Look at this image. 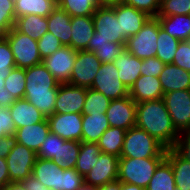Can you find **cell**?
Listing matches in <instances>:
<instances>
[{
  "instance_id": "1",
  "label": "cell",
  "mask_w": 190,
  "mask_h": 190,
  "mask_svg": "<svg viewBox=\"0 0 190 190\" xmlns=\"http://www.w3.org/2000/svg\"><path fill=\"white\" fill-rule=\"evenodd\" d=\"M136 127L148 132L167 149L175 146L180 135L163 99L137 103Z\"/></svg>"
},
{
  "instance_id": "2",
  "label": "cell",
  "mask_w": 190,
  "mask_h": 190,
  "mask_svg": "<svg viewBox=\"0 0 190 190\" xmlns=\"http://www.w3.org/2000/svg\"><path fill=\"white\" fill-rule=\"evenodd\" d=\"M25 77L24 98L40 110L46 118L50 117L55 111L60 84L43 63L26 68Z\"/></svg>"
},
{
  "instance_id": "3",
  "label": "cell",
  "mask_w": 190,
  "mask_h": 190,
  "mask_svg": "<svg viewBox=\"0 0 190 190\" xmlns=\"http://www.w3.org/2000/svg\"><path fill=\"white\" fill-rule=\"evenodd\" d=\"M166 154L167 148L145 130L135 126L126 131L120 157L151 158Z\"/></svg>"
},
{
  "instance_id": "4",
  "label": "cell",
  "mask_w": 190,
  "mask_h": 190,
  "mask_svg": "<svg viewBox=\"0 0 190 190\" xmlns=\"http://www.w3.org/2000/svg\"><path fill=\"white\" fill-rule=\"evenodd\" d=\"M166 157L119 158L118 178L121 183H130L146 189L158 165Z\"/></svg>"
},
{
  "instance_id": "5",
  "label": "cell",
  "mask_w": 190,
  "mask_h": 190,
  "mask_svg": "<svg viewBox=\"0 0 190 190\" xmlns=\"http://www.w3.org/2000/svg\"><path fill=\"white\" fill-rule=\"evenodd\" d=\"M159 21L151 17L135 35L126 39L125 49L141 60L156 57Z\"/></svg>"
},
{
  "instance_id": "6",
  "label": "cell",
  "mask_w": 190,
  "mask_h": 190,
  "mask_svg": "<svg viewBox=\"0 0 190 190\" xmlns=\"http://www.w3.org/2000/svg\"><path fill=\"white\" fill-rule=\"evenodd\" d=\"M3 36L10 45L16 67L26 69L43 62L37 40L18 32L14 27Z\"/></svg>"
},
{
  "instance_id": "7",
  "label": "cell",
  "mask_w": 190,
  "mask_h": 190,
  "mask_svg": "<svg viewBox=\"0 0 190 190\" xmlns=\"http://www.w3.org/2000/svg\"><path fill=\"white\" fill-rule=\"evenodd\" d=\"M91 89L104 94L110 100L129 96V90L119 79V70L113 62L102 63Z\"/></svg>"
},
{
  "instance_id": "8",
  "label": "cell",
  "mask_w": 190,
  "mask_h": 190,
  "mask_svg": "<svg viewBox=\"0 0 190 190\" xmlns=\"http://www.w3.org/2000/svg\"><path fill=\"white\" fill-rule=\"evenodd\" d=\"M172 123L179 133L190 132V90H177L163 95Z\"/></svg>"
},
{
  "instance_id": "9",
  "label": "cell",
  "mask_w": 190,
  "mask_h": 190,
  "mask_svg": "<svg viewBox=\"0 0 190 190\" xmlns=\"http://www.w3.org/2000/svg\"><path fill=\"white\" fill-rule=\"evenodd\" d=\"M37 153L20 143L11 149L6 162L11 182H23L32 175Z\"/></svg>"
},
{
  "instance_id": "10",
  "label": "cell",
  "mask_w": 190,
  "mask_h": 190,
  "mask_svg": "<svg viewBox=\"0 0 190 190\" xmlns=\"http://www.w3.org/2000/svg\"><path fill=\"white\" fill-rule=\"evenodd\" d=\"M94 38H103L106 41L125 44L126 39L120 34V22L115 15V6H99L93 16Z\"/></svg>"
},
{
  "instance_id": "11",
  "label": "cell",
  "mask_w": 190,
  "mask_h": 190,
  "mask_svg": "<svg viewBox=\"0 0 190 190\" xmlns=\"http://www.w3.org/2000/svg\"><path fill=\"white\" fill-rule=\"evenodd\" d=\"M101 65L102 62L95 53L86 50L77 51L69 84L90 89Z\"/></svg>"
},
{
  "instance_id": "12",
  "label": "cell",
  "mask_w": 190,
  "mask_h": 190,
  "mask_svg": "<svg viewBox=\"0 0 190 190\" xmlns=\"http://www.w3.org/2000/svg\"><path fill=\"white\" fill-rule=\"evenodd\" d=\"M77 51L70 46H62L52 55L43 59V64L59 84L69 83Z\"/></svg>"
},
{
  "instance_id": "13",
  "label": "cell",
  "mask_w": 190,
  "mask_h": 190,
  "mask_svg": "<svg viewBox=\"0 0 190 190\" xmlns=\"http://www.w3.org/2000/svg\"><path fill=\"white\" fill-rule=\"evenodd\" d=\"M136 106L137 103L130 96L111 100L105 113L109 126L122 128L126 131L135 127Z\"/></svg>"
},
{
  "instance_id": "14",
  "label": "cell",
  "mask_w": 190,
  "mask_h": 190,
  "mask_svg": "<svg viewBox=\"0 0 190 190\" xmlns=\"http://www.w3.org/2000/svg\"><path fill=\"white\" fill-rule=\"evenodd\" d=\"M118 168L119 157L101 152L95 166L84 176V184L100 187L114 182L118 178Z\"/></svg>"
},
{
  "instance_id": "15",
  "label": "cell",
  "mask_w": 190,
  "mask_h": 190,
  "mask_svg": "<svg viewBox=\"0 0 190 190\" xmlns=\"http://www.w3.org/2000/svg\"><path fill=\"white\" fill-rule=\"evenodd\" d=\"M47 120L50 132L64 140L82 142V113H54Z\"/></svg>"
},
{
  "instance_id": "16",
  "label": "cell",
  "mask_w": 190,
  "mask_h": 190,
  "mask_svg": "<svg viewBox=\"0 0 190 190\" xmlns=\"http://www.w3.org/2000/svg\"><path fill=\"white\" fill-rule=\"evenodd\" d=\"M87 89L69 83L58 87L54 113H82Z\"/></svg>"
},
{
  "instance_id": "17",
  "label": "cell",
  "mask_w": 190,
  "mask_h": 190,
  "mask_svg": "<svg viewBox=\"0 0 190 190\" xmlns=\"http://www.w3.org/2000/svg\"><path fill=\"white\" fill-rule=\"evenodd\" d=\"M115 15L120 22V34L125 39L137 34L151 18L146 12L126 4L116 5Z\"/></svg>"
},
{
  "instance_id": "18",
  "label": "cell",
  "mask_w": 190,
  "mask_h": 190,
  "mask_svg": "<svg viewBox=\"0 0 190 190\" xmlns=\"http://www.w3.org/2000/svg\"><path fill=\"white\" fill-rule=\"evenodd\" d=\"M163 89L158 77L141 75L129 90V96L136 102L163 99Z\"/></svg>"
},
{
  "instance_id": "19",
  "label": "cell",
  "mask_w": 190,
  "mask_h": 190,
  "mask_svg": "<svg viewBox=\"0 0 190 190\" xmlns=\"http://www.w3.org/2000/svg\"><path fill=\"white\" fill-rule=\"evenodd\" d=\"M49 133L50 127L46 118L40 123H35L16 129L14 135L16 136L18 143L37 153Z\"/></svg>"
},
{
  "instance_id": "20",
  "label": "cell",
  "mask_w": 190,
  "mask_h": 190,
  "mask_svg": "<svg viewBox=\"0 0 190 190\" xmlns=\"http://www.w3.org/2000/svg\"><path fill=\"white\" fill-rule=\"evenodd\" d=\"M63 169L51 159L37 158L32 169V176L46 188L61 190Z\"/></svg>"
},
{
  "instance_id": "21",
  "label": "cell",
  "mask_w": 190,
  "mask_h": 190,
  "mask_svg": "<svg viewBox=\"0 0 190 190\" xmlns=\"http://www.w3.org/2000/svg\"><path fill=\"white\" fill-rule=\"evenodd\" d=\"M113 63L119 70L120 81L130 90L141 76L142 60L124 49Z\"/></svg>"
},
{
  "instance_id": "22",
  "label": "cell",
  "mask_w": 190,
  "mask_h": 190,
  "mask_svg": "<svg viewBox=\"0 0 190 190\" xmlns=\"http://www.w3.org/2000/svg\"><path fill=\"white\" fill-rule=\"evenodd\" d=\"M158 78L164 94L177 90H190V72L173 63L166 64Z\"/></svg>"
},
{
  "instance_id": "23",
  "label": "cell",
  "mask_w": 190,
  "mask_h": 190,
  "mask_svg": "<svg viewBox=\"0 0 190 190\" xmlns=\"http://www.w3.org/2000/svg\"><path fill=\"white\" fill-rule=\"evenodd\" d=\"M15 128L32 125L44 121L46 117L33 104L29 103L25 98L16 99L8 108Z\"/></svg>"
},
{
  "instance_id": "24",
  "label": "cell",
  "mask_w": 190,
  "mask_h": 190,
  "mask_svg": "<svg viewBox=\"0 0 190 190\" xmlns=\"http://www.w3.org/2000/svg\"><path fill=\"white\" fill-rule=\"evenodd\" d=\"M71 26V48L76 51H88V42L95 31L92 16H73Z\"/></svg>"
},
{
  "instance_id": "25",
  "label": "cell",
  "mask_w": 190,
  "mask_h": 190,
  "mask_svg": "<svg viewBox=\"0 0 190 190\" xmlns=\"http://www.w3.org/2000/svg\"><path fill=\"white\" fill-rule=\"evenodd\" d=\"M71 16L58 6L47 17L48 32L58 38L63 46L71 47L72 26Z\"/></svg>"
},
{
  "instance_id": "26",
  "label": "cell",
  "mask_w": 190,
  "mask_h": 190,
  "mask_svg": "<svg viewBox=\"0 0 190 190\" xmlns=\"http://www.w3.org/2000/svg\"><path fill=\"white\" fill-rule=\"evenodd\" d=\"M109 127L105 113L82 114V142L97 143Z\"/></svg>"
},
{
  "instance_id": "27",
  "label": "cell",
  "mask_w": 190,
  "mask_h": 190,
  "mask_svg": "<svg viewBox=\"0 0 190 190\" xmlns=\"http://www.w3.org/2000/svg\"><path fill=\"white\" fill-rule=\"evenodd\" d=\"M166 159L171 163L177 190H190V162L173 148L167 149Z\"/></svg>"
},
{
  "instance_id": "28",
  "label": "cell",
  "mask_w": 190,
  "mask_h": 190,
  "mask_svg": "<svg viewBox=\"0 0 190 190\" xmlns=\"http://www.w3.org/2000/svg\"><path fill=\"white\" fill-rule=\"evenodd\" d=\"M14 28L34 40H39L48 32L47 17L29 14L15 20Z\"/></svg>"
},
{
  "instance_id": "29",
  "label": "cell",
  "mask_w": 190,
  "mask_h": 190,
  "mask_svg": "<svg viewBox=\"0 0 190 190\" xmlns=\"http://www.w3.org/2000/svg\"><path fill=\"white\" fill-rule=\"evenodd\" d=\"M161 28L170 36L180 41H190V17L189 15H173L157 17Z\"/></svg>"
},
{
  "instance_id": "30",
  "label": "cell",
  "mask_w": 190,
  "mask_h": 190,
  "mask_svg": "<svg viewBox=\"0 0 190 190\" xmlns=\"http://www.w3.org/2000/svg\"><path fill=\"white\" fill-rule=\"evenodd\" d=\"M15 19L34 14L48 17L57 7L58 0H14Z\"/></svg>"
},
{
  "instance_id": "31",
  "label": "cell",
  "mask_w": 190,
  "mask_h": 190,
  "mask_svg": "<svg viewBox=\"0 0 190 190\" xmlns=\"http://www.w3.org/2000/svg\"><path fill=\"white\" fill-rule=\"evenodd\" d=\"M126 130L118 127H109L99 138L97 144L102 153L112 154L120 158Z\"/></svg>"
},
{
  "instance_id": "32",
  "label": "cell",
  "mask_w": 190,
  "mask_h": 190,
  "mask_svg": "<svg viewBox=\"0 0 190 190\" xmlns=\"http://www.w3.org/2000/svg\"><path fill=\"white\" fill-rule=\"evenodd\" d=\"M80 148L81 142L76 140H64L59 137L58 158L51 160L62 169H74Z\"/></svg>"
},
{
  "instance_id": "33",
  "label": "cell",
  "mask_w": 190,
  "mask_h": 190,
  "mask_svg": "<svg viewBox=\"0 0 190 190\" xmlns=\"http://www.w3.org/2000/svg\"><path fill=\"white\" fill-rule=\"evenodd\" d=\"M145 190H176L172 166L166 158L156 168Z\"/></svg>"
},
{
  "instance_id": "34",
  "label": "cell",
  "mask_w": 190,
  "mask_h": 190,
  "mask_svg": "<svg viewBox=\"0 0 190 190\" xmlns=\"http://www.w3.org/2000/svg\"><path fill=\"white\" fill-rule=\"evenodd\" d=\"M100 154L101 149L97 143L81 142L75 169L84 177L95 166Z\"/></svg>"
},
{
  "instance_id": "35",
  "label": "cell",
  "mask_w": 190,
  "mask_h": 190,
  "mask_svg": "<svg viewBox=\"0 0 190 190\" xmlns=\"http://www.w3.org/2000/svg\"><path fill=\"white\" fill-rule=\"evenodd\" d=\"M181 41L175 37L170 36L160 26L157 41L156 57L165 64L173 63L174 56Z\"/></svg>"
},
{
  "instance_id": "36",
  "label": "cell",
  "mask_w": 190,
  "mask_h": 190,
  "mask_svg": "<svg viewBox=\"0 0 190 190\" xmlns=\"http://www.w3.org/2000/svg\"><path fill=\"white\" fill-rule=\"evenodd\" d=\"M57 6L73 16H93L100 6L99 0H58Z\"/></svg>"
},
{
  "instance_id": "37",
  "label": "cell",
  "mask_w": 190,
  "mask_h": 190,
  "mask_svg": "<svg viewBox=\"0 0 190 190\" xmlns=\"http://www.w3.org/2000/svg\"><path fill=\"white\" fill-rule=\"evenodd\" d=\"M110 99L104 94L93 89H87L82 114L88 113H106L109 107Z\"/></svg>"
},
{
  "instance_id": "38",
  "label": "cell",
  "mask_w": 190,
  "mask_h": 190,
  "mask_svg": "<svg viewBox=\"0 0 190 190\" xmlns=\"http://www.w3.org/2000/svg\"><path fill=\"white\" fill-rule=\"evenodd\" d=\"M25 69L14 67L5 79L4 87L12 93L15 99H22L25 95Z\"/></svg>"
},
{
  "instance_id": "39",
  "label": "cell",
  "mask_w": 190,
  "mask_h": 190,
  "mask_svg": "<svg viewBox=\"0 0 190 190\" xmlns=\"http://www.w3.org/2000/svg\"><path fill=\"white\" fill-rule=\"evenodd\" d=\"M189 14L190 0H161L157 17Z\"/></svg>"
},
{
  "instance_id": "40",
  "label": "cell",
  "mask_w": 190,
  "mask_h": 190,
  "mask_svg": "<svg viewBox=\"0 0 190 190\" xmlns=\"http://www.w3.org/2000/svg\"><path fill=\"white\" fill-rule=\"evenodd\" d=\"M14 0H0V35L8 33L15 24Z\"/></svg>"
},
{
  "instance_id": "41",
  "label": "cell",
  "mask_w": 190,
  "mask_h": 190,
  "mask_svg": "<svg viewBox=\"0 0 190 190\" xmlns=\"http://www.w3.org/2000/svg\"><path fill=\"white\" fill-rule=\"evenodd\" d=\"M125 49V44L110 42V45L97 46L93 51L102 63L114 62Z\"/></svg>"
},
{
  "instance_id": "42",
  "label": "cell",
  "mask_w": 190,
  "mask_h": 190,
  "mask_svg": "<svg viewBox=\"0 0 190 190\" xmlns=\"http://www.w3.org/2000/svg\"><path fill=\"white\" fill-rule=\"evenodd\" d=\"M14 67L16 65L10 45L7 39L0 35V73L10 74Z\"/></svg>"
},
{
  "instance_id": "43",
  "label": "cell",
  "mask_w": 190,
  "mask_h": 190,
  "mask_svg": "<svg viewBox=\"0 0 190 190\" xmlns=\"http://www.w3.org/2000/svg\"><path fill=\"white\" fill-rule=\"evenodd\" d=\"M59 150V136L50 132L41 144L37 157L42 159H57Z\"/></svg>"
},
{
  "instance_id": "44",
  "label": "cell",
  "mask_w": 190,
  "mask_h": 190,
  "mask_svg": "<svg viewBox=\"0 0 190 190\" xmlns=\"http://www.w3.org/2000/svg\"><path fill=\"white\" fill-rule=\"evenodd\" d=\"M39 54L43 59L52 55L60 47H62L61 41L56 38L51 32H46L38 41Z\"/></svg>"
},
{
  "instance_id": "45",
  "label": "cell",
  "mask_w": 190,
  "mask_h": 190,
  "mask_svg": "<svg viewBox=\"0 0 190 190\" xmlns=\"http://www.w3.org/2000/svg\"><path fill=\"white\" fill-rule=\"evenodd\" d=\"M84 185V177L74 169H63L61 190H77Z\"/></svg>"
},
{
  "instance_id": "46",
  "label": "cell",
  "mask_w": 190,
  "mask_h": 190,
  "mask_svg": "<svg viewBox=\"0 0 190 190\" xmlns=\"http://www.w3.org/2000/svg\"><path fill=\"white\" fill-rule=\"evenodd\" d=\"M173 64L190 72V41H181L179 43Z\"/></svg>"
},
{
  "instance_id": "47",
  "label": "cell",
  "mask_w": 190,
  "mask_h": 190,
  "mask_svg": "<svg viewBox=\"0 0 190 190\" xmlns=\"http://www.w3.org/2000/svg\"><path fill=\"white\" fill-rule=\"evenodd\" d=\"M160 2L161 0H126L125 4L144 11L151 17H157Z\"/></svg>"
},
{
  "instance_id": "48",
  "label": "cell",
  "mask_w": 190,
  "mask_h": 190,
  "mask_svg": "<svg viewBox=\"0 0 190 190\" xmlns=\"http://www.w3.org/2000/svg\"><path fill=\"white\" fill-rule=\"evenodd\" d=\"M166 64L157 57L142 60L141 75L159 77Z\"/></svg>"
},
{
  "instance_id": "49",
  "label": "cell",
  "mask_w": 190,
  "mask_h": 190,
  "mask_svg": "<svg viewBox=\"0 0 190 190\" xmlns=\"http://www.w3.org/2000/svg\"><path fill=\"white\" fill-rule=\"evenodd\" d=\"M15 123L8 108L0 107V138L15 134Z\"/></svg>"
},
{
  "instance_id": "50",
  "label": "cell",
  "mask_w": 190,
  "mask_h": 190,
  "mask_svg": "<svg viewBox=\"0 0 190 190\" xmlns=\"http://www.w3.org/2000/svg\"><path fill=\"white\" fill-rule=\"evenodd\" d=\"M173 149L190 162V132L180 133Z\"/></svg>"
},
{
  "instance_id": "51",
  "label": "cell",
  "mask_w": 190,
  "mask_h": 190,
  "mask_svg": "<svg viewBox=\"0 0 190 190\" xmlns=\"http://www.w3.org/2000/svg\"><path fill=\"white\" fill-rule=\"evenodd\" d=\"M17 140L14 134L0 138V158L6 159L11 149L16 145Z\"/></svg>"
},
{
  "instance_id": "52",
  "label": "cell",
  "mask_w": 190,
  "mask_h": 190,
  "mask_svg": "<svg viewBox=\"0 0 190 190\" xmlns=\"http://www.w3.org/2000/svg\"><path fill=\"white\" fill-rule=\"evenodd\" d=\"M11 183L6 159L0 158V189Z\"/></svg>"
},
{
  "instance_id": "53",
  "label": "cell",
  "mask_w": 190,
  "mask_h": 190,
  "mask_svg": "<svg viewBox=\"0 0 190 190\" xmlns=\"http://www.w3.org/2000/svg\"><path fill=\"white\" fill-rule=\"evenodd\" d=\"M23 184L27 190H54L52 188L44 187L43 184L32 175L24 180Z\"/></svg>"
},
{
  "instance_id": "54",
  "label": "cell",
  "mask_w": 190,
  "mask_h": 190,
  "mask_svg": "<svg viewBox=\"0 0 190 190\" xmlns=\"http://www.w3.org/2000/svg\"><path fill=\"white\" fill-rule=\"evenodd\" d=\"M15 100L16 99L7 88H4V90L0 92V107L9 108Z\"/></svg>"
},
{
  "instance_id": "55",
  "label": "cell",
  "mask_w": 190,
  "mask_h": 190,
  "mask_svg": "<svg viewBox=\"0 0 190 190\" xmlns=\"http://www.w3.org/2000/svg\"><path fill=\"white\" fill-rule=\"evenodd\" d=\"M103 45H110L109 41H106V39L103 38H94V34L90 41L88 42V51L93 52L97 46H103Z\"/></svg>"
},
{
  "instance_id": "56",
  "label": "cell",
  "mask_w": 190,
  "mask_h": 190,
  "mask_svg": "<svg viewBox=\"0 0 190 190\" xmlns=\"http://www.w3.org/2000/svg\"><path fill=\"white\" fill-rule=\"evenodd\" d=\"M0 190H27L23 182H11L5 185Z\"/></svg>"
},
{
  "instance_id": "57",
  "label": "cell",
  "mask_w": 190,
  "mask_h": 190,
  "mask_svg": "<svg viewBox=\"0 0 190 190\" xmlns=\"http://www.w3.org/2000/svg\"><path fill=\"white\" fill-rule=\"evenodd\" d=\"M97 190H120V181L106 183L103 186L97 187Z\"/></svg>"
},
{
  "instance_id": "58",
  "label": "cell",
  "mask_w": 190,
  "mask_h": 190,
  "mask_svg": "<svg viewBox=\"0 0 190 190\" xmlns=\"http://www.w3.org/2000/svg\"><path fill=\"white\" fill-rule=\"evenodd\" d=\"M126 0H99L100 6L113 7L116 5L125 4Z\"/></svg>"
},
{
  "instance_id": "59",
  "label": "cell",
  "mask_w": 190,
  "mask_h": 190,
  "mask_svg": "<svg viewBox=\"0 0 190 190\" xmlns=\"http://www.w3.org/2000/svg\"><path fill=\"white\" fill-rule=\"evenodd\" d=\"M120 190H145V189L134 184L120 182Z\"/></svg>"
},
{
  "instance_id": "60",
  "label": "cell",
  "mask_w": 190,
  "mask_h": 190,
  "mask_svg": "<svg viewBox=\"0 0 190 190\" xmlns=\"http://www.w3.org/2000/svg\"><path fill=\"white\" fill-rule=\"evenodd\" d=\"M9 74L6 73H0V92L4 90L5 85V79L7 78Z\"/></svg>"
},
{
  "instance_id": "61",
  "label": "cell",
  "mask_w": 190,
  "mask_h": 190,
  "mask_svg": "<svg viewBox=\"0 0 190 190\" xmlns=\"http://www.w3.org/2000/svg\"><path fill=\"white\" fill-rule=\"evenodd\" d=\"M77 190H97V187H92V186L84 184L81 188Z\"/></svg>"
}]
</instances>
